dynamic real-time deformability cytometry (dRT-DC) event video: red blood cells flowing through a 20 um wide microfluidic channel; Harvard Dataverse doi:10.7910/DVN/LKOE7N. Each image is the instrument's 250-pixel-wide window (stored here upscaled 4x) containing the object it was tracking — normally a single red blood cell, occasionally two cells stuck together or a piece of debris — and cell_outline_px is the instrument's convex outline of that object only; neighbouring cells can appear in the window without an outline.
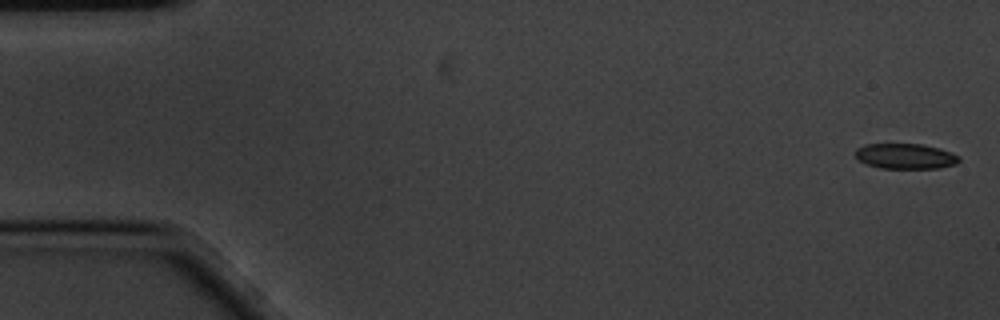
{"species": "common noctule bat (a hibernating species)", "species_latin": "Nyctalus noctula", "temperature_condition": "cold", "stored_images_in_passage": 11, "camera_frame_rate_fps": 3000, "um_per_image_px": 0.085, "animal": {"sex": "male", "body_mass_g": 20.1, "forearm_length_mm": 53.5}, "frame": {"image": 1, "passage_image": 1, "time_ms": 0.0, "image_size_px": [1000, 320], "cell_outline_px": [[960, 160], [956, 164], [940, 168], [880, 168], [864, 164], [856, 156], [856, 148], [864, 144], [920, 144], [940, 148], [952, 152], [960, 156]], "centroid_in_image_um": [76.98, 13.28], "position_along_channel_um": 8.0, "area_um2": 15.43}}
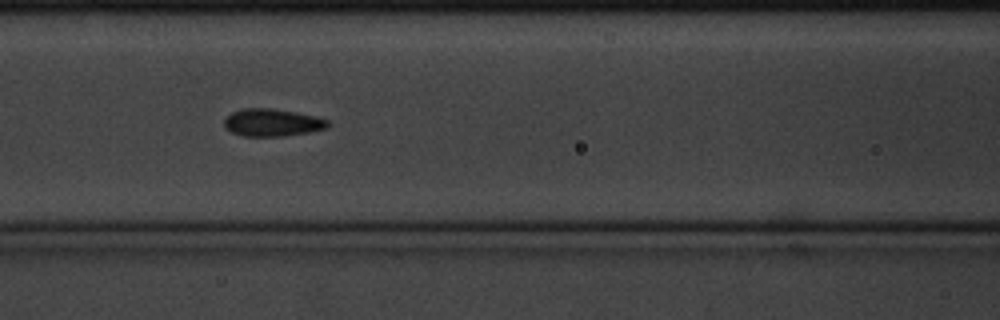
{"frame": {"image": 2, "passage_image": 7, "time_ms": 2.0, "image_size_px": [1000, 320], "cell_outline_px": [[328, 128], [308, 132], [284, 136], [244, 136], [232, 132], [224, 124], [224, 120], [232, 112], [244, 108], [268, 108], [296, 112], [316, 116], [328, 120]], "centroid_in_image_um": [23.16, 10.41], "position_along_channel_um": 143.4, "area_um2": 16.42}}
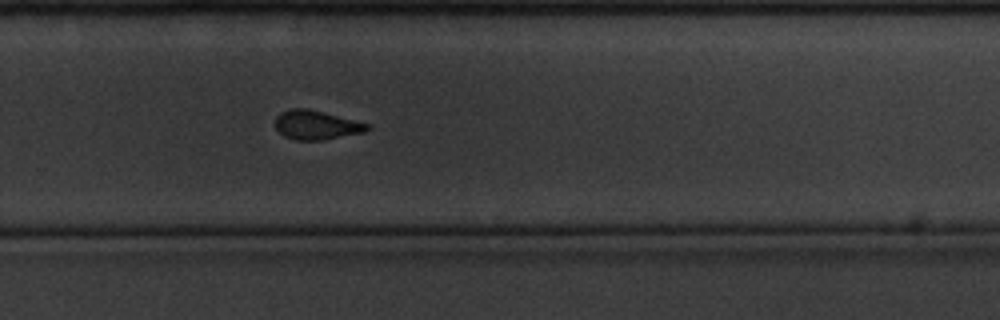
{"frame": {"image": 3, "passage_image": 11, "time_ms": 3.333, "image_size_px": [1000, 320], "cell_outline_px": [[372, 128], [364, 132], [324, 140], [296, 140], [284, 136], [276, 128], [276, 116], [280, 112], [288, 108], [308, 108], [372, 124]], "centroid_in_image_um": [26.92, 10.61], "position_along_channel_um": 302.9, "area_um2": 15.84}}